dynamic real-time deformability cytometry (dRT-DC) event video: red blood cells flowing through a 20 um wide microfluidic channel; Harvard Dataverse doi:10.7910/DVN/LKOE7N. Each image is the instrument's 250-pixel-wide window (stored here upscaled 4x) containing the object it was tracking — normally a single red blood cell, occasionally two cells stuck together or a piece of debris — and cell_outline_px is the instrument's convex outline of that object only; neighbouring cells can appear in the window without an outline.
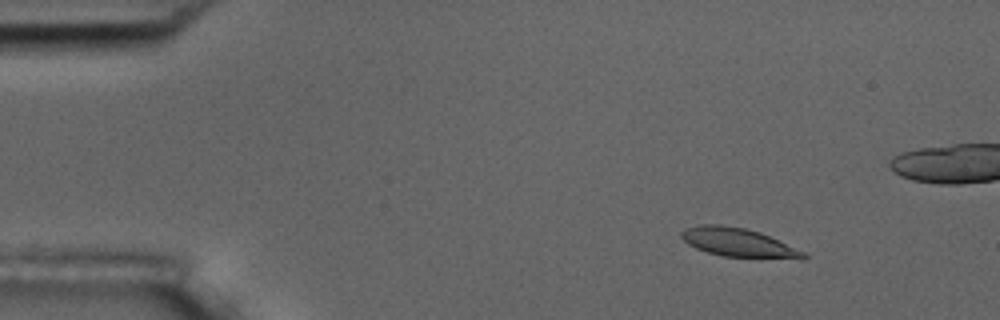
{"species": "common noctule bat (a hibernating species)", "species_latin": "Nyctalus noctula", "temperature_condition": "room temperature", "stored_images_in_passage": 54, "camera_frame_rate_fps": 3000, "um_per_image_px": 0.085, "animal": {"sex": "male", "body_mass_g": 17.5, "forearm_length_mm": 52.3}, "frame": {"image": 1, "passage_image": 6, "time_ms": 1.667, "image_size_px": [1000, 320], "cell_outline_px": [[808, 256], [804, 260], [800, 260], [720, 256], [696, 248], [688, 244], [680, 236], [680, 232], [684, 228], [700, 224], [720, 224], [744, 228], [760, 232], [804, 252]], "centroid_in_image_um": [62.76, 20.63], "position_along_channel_um": 22.2, "area_um2": 20.69}}
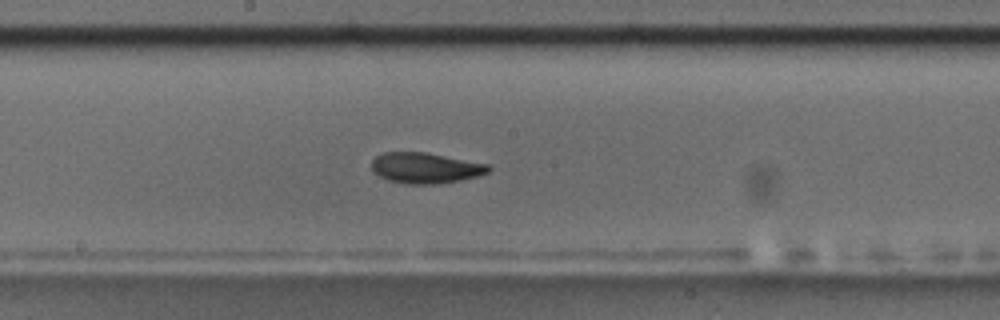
{"frame": {"image": 2, "passage_image": 28, "time_ms": 9.0, "image_size_px": [1000, 320], "cell_outline_px": [[492, 168], [488, 172], [476, 176], [460, 180], [436, 184], [408, 184], [388, 180], [372, 172], [372, 160], [376, 156], [384, 152], [424, 152], [488, 164]], "centroid_in_image_um": [36.13, 14.27], "position_along_channel_um": 212.1, "area_um2": 20.75}}
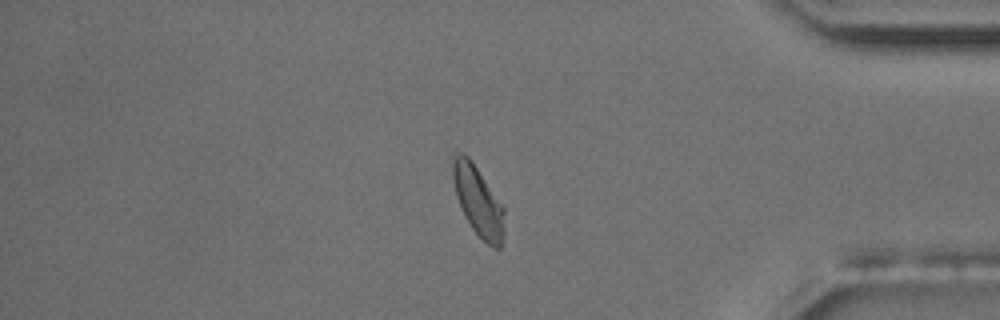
{"frame": {"image": 3, "passage_image": 45, "time_ms": 14.667, "image_size_px": [1000, 320], "cell_outline_px": [[504, 232], [500, 248], [492, 248], [472, 228], [464, 216], [456, 196], [452, 176], [452, 160], [456, 152], [464, 152], [468, 156], [504, 204]], "centroid_in_image_um": [40.65, 17.06], "position_along_channel_um": 394.6, "area_um2": 21.21}, "authors_computed_cell_mechanics": {"area_um2": 20.7213, "velocity_mm_per_s": 3.7114, "shape_relaxation_time_tau1_ms": 2.5288, "shape_relaxation_time_tau2_ms": 2.2804, "deformation_change_tau1": 0.129, "deformation_change_tau2": 0.0877}}